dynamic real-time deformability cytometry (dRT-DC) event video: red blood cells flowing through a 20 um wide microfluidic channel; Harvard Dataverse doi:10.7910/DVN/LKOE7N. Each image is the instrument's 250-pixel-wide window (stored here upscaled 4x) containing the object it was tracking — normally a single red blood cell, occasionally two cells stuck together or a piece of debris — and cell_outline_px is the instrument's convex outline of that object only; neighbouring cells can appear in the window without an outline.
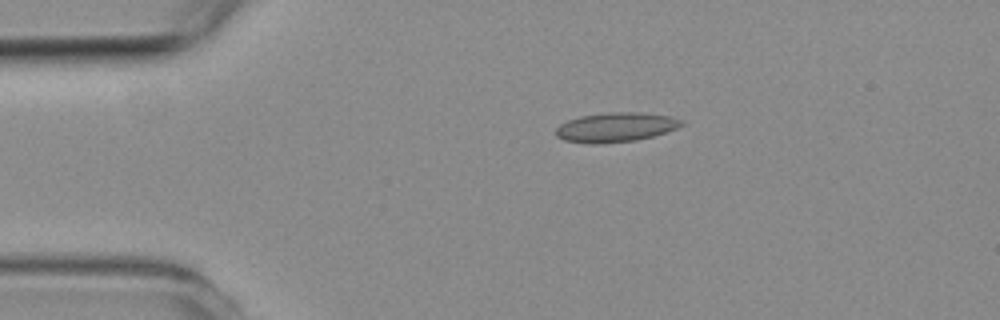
{"species": "common noctule bat (a hibernating species)", "species_latin": "Nyctalus noctula", "temperature_condition": "room temperature", "stored_images_in_passage": 3, "camera_frame_rate_fps": 3000, "um_per_image_px": 0.085, "animal": {"sex": "female", "body_mass_g": 19.3, "forearm_length_mm": 54.1}, "frame": {"image": 1, "passage_image": 2, "time_ms": 1.0, "image_size_px": [1000, 320], "cell_outline_px": [[684, 124], [676, 128], [652, 136], [636, 140], [600, 144], [592, 144], [564, 140], [556, 136], [556, 128], [560, 124], [568, 120], [580, 116], [608, 112], [640, 112], [668, 116], [684, 120]], "centroid_in_image_um": [52.32, 10.81], "position_along_channel_um": 32.7, "area_um2": 21.5}}